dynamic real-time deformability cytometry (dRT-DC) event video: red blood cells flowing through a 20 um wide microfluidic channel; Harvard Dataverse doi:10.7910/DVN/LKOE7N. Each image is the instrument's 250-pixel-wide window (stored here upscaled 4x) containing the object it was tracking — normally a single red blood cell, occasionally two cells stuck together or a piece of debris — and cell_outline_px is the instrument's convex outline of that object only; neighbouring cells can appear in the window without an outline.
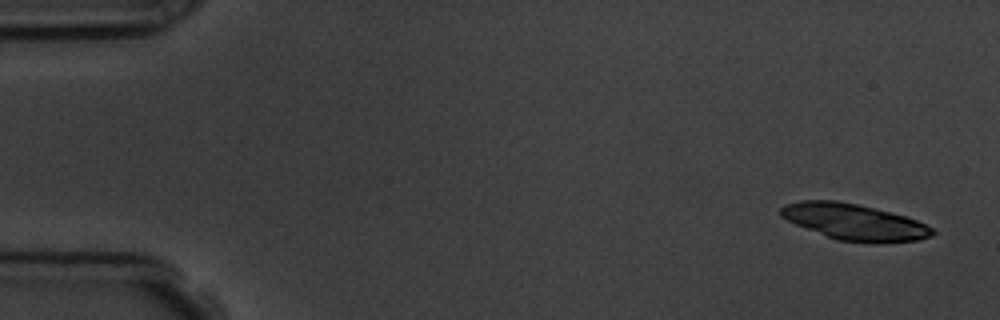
{"species": "common noctule bat (a hibernating species)", "species_latin": "Nyctalus noctula", "temperature_condition": "room temperature", "stored_images_in_passage": 6, "camera_frame_rate_fps": 3000, "um_per_image_px": 0.085, "animal": {"sex": "male", "body_mass_g": 19.5, "forearm_length_mm": 54.6}, "frame": {"image": 1, "passage_image": 1, "time_ms": 0.0, "image_size_px": [1000, 320], "cell_outline_px": [[936, 232], [932, 236], [916, 240], [872, 244], [836, 240], [796, 224], [780, 216], [780, 208], [784, 204], [800, 200], [836, 200], [856, 204], [904, 216], [916, 220], [932, 228]], "centroid_in_image_um": [72.59, 18.88], "position_along_channel_um": 12.4, "area_um2": 31.85}}